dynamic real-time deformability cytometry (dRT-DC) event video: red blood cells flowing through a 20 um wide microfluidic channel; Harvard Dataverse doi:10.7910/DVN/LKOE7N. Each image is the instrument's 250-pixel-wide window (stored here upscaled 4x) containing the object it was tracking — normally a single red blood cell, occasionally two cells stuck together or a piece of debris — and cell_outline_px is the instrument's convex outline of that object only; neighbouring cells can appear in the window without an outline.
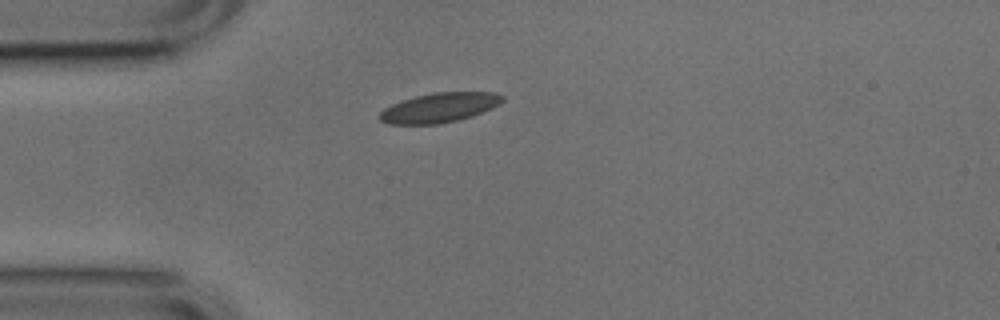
{"species": "common noctule bat (a hibernating species)", "species_latin": "Nyctalus noctula", "temperature_condition": "cold", "stored_images_in_passage": 33, "camera_frame_rate_fps": 3000, "um_per_image_px": 0.085, "animal": {"sex": "male", "body_mass_g": 17.9, "forearm_length_mm": 54.2}, "frame": {"image": 1, "passage_image": 1, "time_ms": 0.0, "image_size_px": [1000, 320], "cell_outline_px": [[504, 100], [500, 104], [492, 108], [472, 116], [456, 120], [436, 124], [388, 124], [380, 120], [376, 116], [384, 108], [400, 100], [416, 96], [436, 92], [496, 92], [504, 96]], "centroid_in_image_um": [37.33, 9.14], "position_along_channel_um": 47.7, "area_um2": 21.27}}
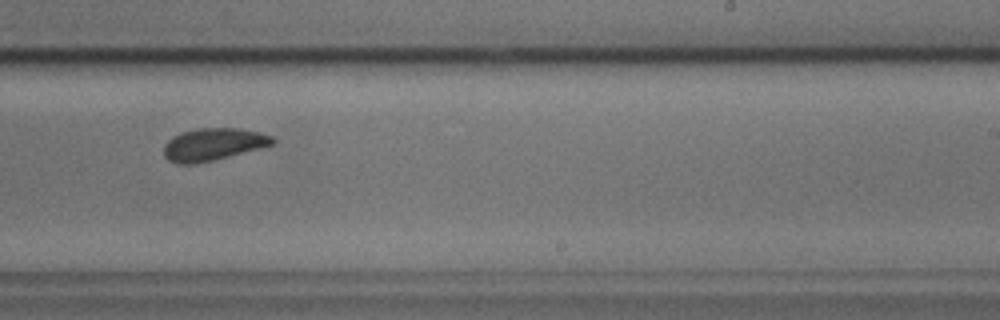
{"frame": {"image": 2, "passage_image": 20, "time_ms": 6.333, "image_size_px": [1000, 320], "cell_outline_px": [[276, 144], [212, 160], [192, 164], [176, 164], [168, 160], [164, 156], [164, 144], [172, 136], [180, 132], [200, 128], [236, 128], [260, 132], [272, 136], [276, 140]], "centroid_in_image_um": [18.11, 12.26], "position_along_channel_um": 270.9, "area_um2": 20.52}}
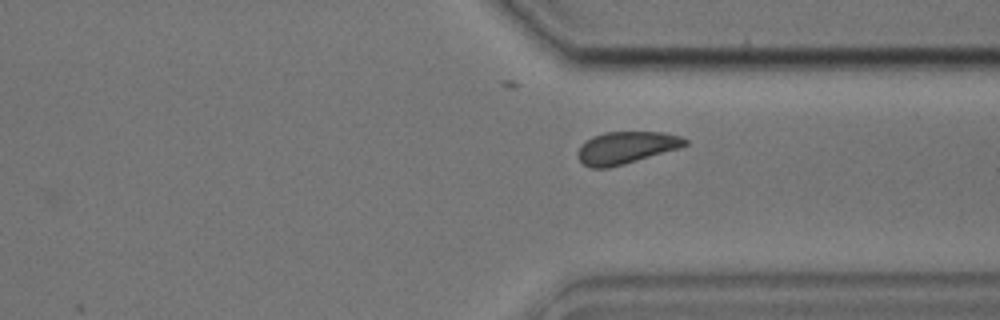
{"frame": {"image": 3, "passage_image": 27, "time_ms": 8.667, "image_size_px": [1000, 320], "cell_outline_px": [[688, 144], [680, 148], [624, 164], [608, 168], [592, 168], [584, 164], [576, 156], [576, 152], [580, 144], [592, 136], [604, 132], [664, 132], [680, 136], [688, 140]], "centroid_in_image_um": [53.2, 12.54], "position_along_channel_um": 358.2, "area_um2": 20.29}, "authors_computed_cell_mechanics": {"area_um2": 20.4034, "velocity_mm_per_s": 3.7314, "shape_relaxation_time_tau1_ms": null, "shape_relaxation_time_tau2_ms": 2.9027, "deformation_change_tau1": null, "deformation_change_tau2": 0.0872}}